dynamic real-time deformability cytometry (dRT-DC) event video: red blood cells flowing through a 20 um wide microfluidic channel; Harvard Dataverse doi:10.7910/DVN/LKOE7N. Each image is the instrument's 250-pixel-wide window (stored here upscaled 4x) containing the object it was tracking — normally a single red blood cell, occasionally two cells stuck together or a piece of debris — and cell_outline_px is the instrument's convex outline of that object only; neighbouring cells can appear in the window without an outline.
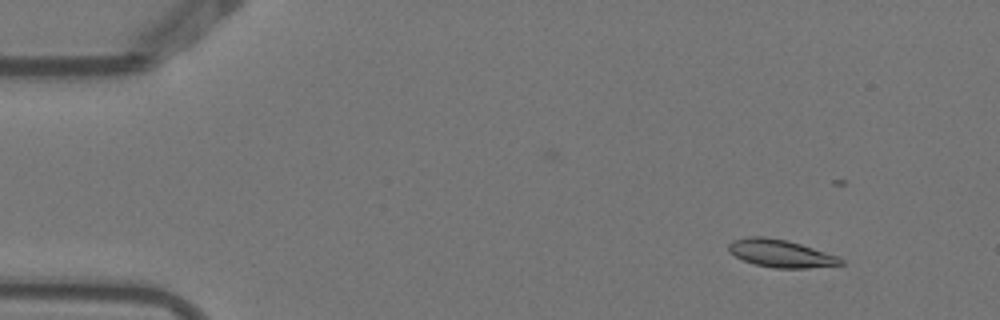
{"species": "Egyptian fruit bat (a non-hibernating species)", "species_latin": "Rousettus aegyptiacus", "temperature_condition": "warm", "stored_images_in_passage": 7, "camera_frame_rate_fps": 3000, "um_per_image_px": 0.085, "animal": {"sex": "female"}, "frame": {"image": 1, "passage_image": 1, "time_ms": 0.0, "image_size_px": [1000, 320], "cell_outline_px": [[844, 264], [808, 268], [772, 268], [756, 264], [744, 260], [728, 252], [728, 244], [732, 240], [748, 236], [764, 236], [788, 240], [836, 256], [844, 260]], "centroid_in_image_um": [66.31, 21.53], "position_along_channel_um": 18.7, "area_um2": 17.98}}
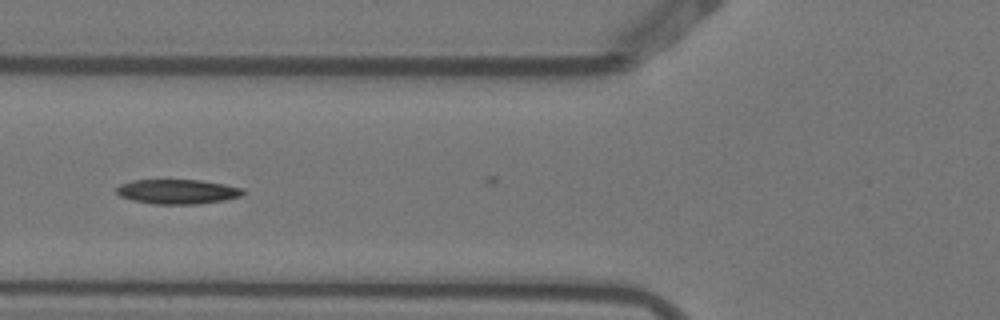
{"frame": {"image": 2, "passage_image": 5, "time_ms": 1.333, "image_size_px": [1000, 320], "cell_outline_px": [[244, 192], [240, 196], [224, 200], [196, 204], [152, 204], [132, 200], [120, 196], [116, 192], [116, 188], [120, 184], [132, 180], [200, 180], [224, 184], [244, 188]], "centroid_in_image_um": [15.07, 16.29], "position_along_channel_um": 110.7, "area_um2": 18.15}}
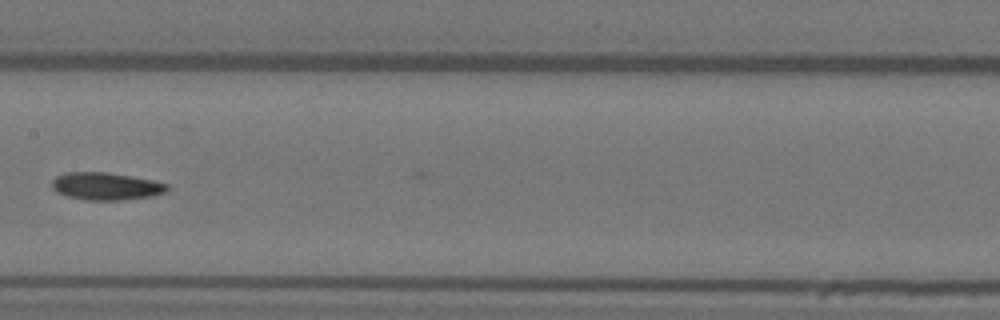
{"frame": {"image": 3, "passage_image": 7, "time_ms": 2.0, "image_size_px": [1000, 320], "cell_outline_px": [[168, 188], [164, 192], [152, 196], [120, 200], [84, 200], [68, 196], [56, 192], [52, 188], [52, 180], [56, 176], [64, 172], [104, 172], [152, 180], [168, 184]], "centroid_in_image_um": [8.96, 15.83], "position_along_channel_um": 198.4, "area_um2": 18.32}}